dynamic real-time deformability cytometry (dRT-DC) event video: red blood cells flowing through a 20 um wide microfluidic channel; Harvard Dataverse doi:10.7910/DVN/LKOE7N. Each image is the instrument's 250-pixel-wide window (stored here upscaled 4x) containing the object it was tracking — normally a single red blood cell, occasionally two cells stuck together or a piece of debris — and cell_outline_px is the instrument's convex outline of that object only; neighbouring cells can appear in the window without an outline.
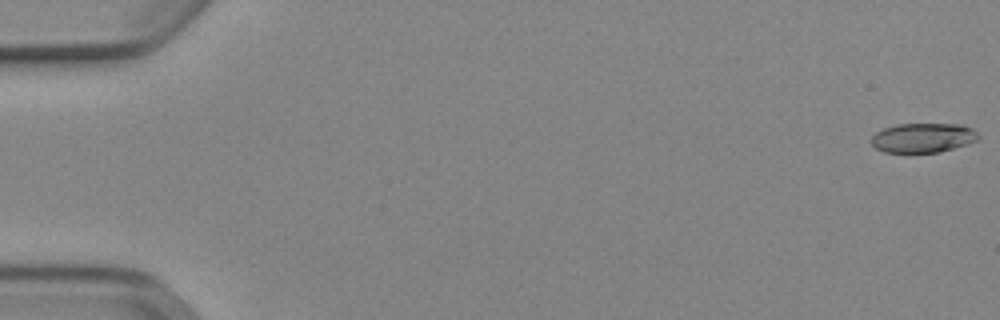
{"species": "Egyptian fruit bat (a non-hibernating species)", "species_latin": "Rousettus aegyptiacus", "temperature_condition": "cold", "stored_images_in_passage": 53, "camera_frame_rate_fps": 3000, "um_per_image_px": 0.085, "animal": {"sex": "female"}, "frame": {"image": 1, "passage_image": 1, "time_ms": 0.0, "image_size_px": [1000, 320], "cell_outline_px": [[980, 136], [976, 140], [952, 148], [936, 152], [884, 152], [876, 148], [872, 144], [872, 136], [876, 132], [884, 128], [896, 124], [964, 124], [972, 128]], "centroid_in_image_um": [78.44, 11.69], "position_along_channel_um": 6.6, "area_um2": 18.15}}
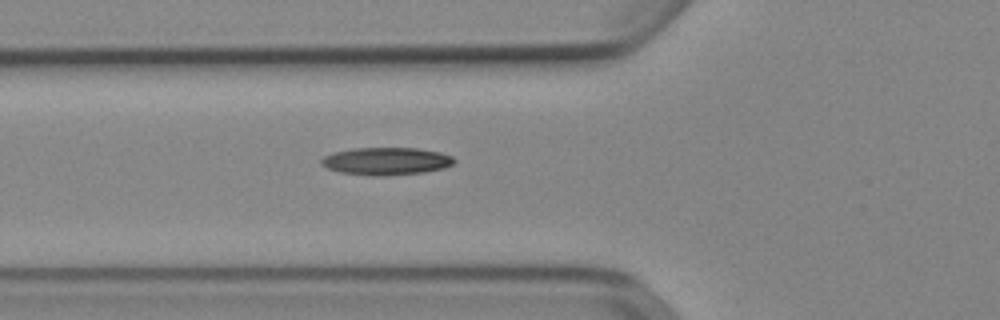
{"frame": {"image": 2, "passage_image": 20, "time_ms": 6.333, "image_size_px": [1000, 320], "cell_outline_px": [[456, 160], [452, 164], [444, 168], [424, 172], [384, 176], [372, 176], [340, 172], [328, 168], [320, 164], [320, 160], [324, 156], [332, 152], [352, 148], [416, 148], [440, 152], [452, 156]], "centroid_in_image_um": [32.81, 13.7], "position_along_channel_um": 93.0, "area_um2": 21.44}}
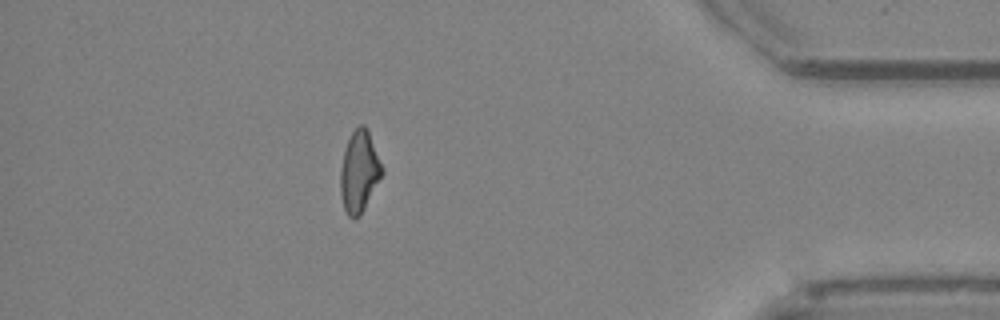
{"frame": {"image": 3, "passage_image": 47, "time_ms": 15.333, "image_size_px": [1000, 320], "cell_outline_px": [[384, 172], [360, 216], [348, 216], [344, 208], [340, 192], [340, 168], [344, 152], [348, 140], [352, 132], [360, 124], [364, 124], [368, 132], [384, 168]], "centroid_in_image_um": [30.54, 14.58], "position_along_channel_um": 404.7, "area_um2": 19.48}, "authors_computed_cell_mechanics": {"area_um2": 19.8832, "velocity_mm_per_s": 3.9119, "shape_relaxation_time_tau1_ms": 8.7402, "shape_relaxation_time_tau2_ms": 6.9933, "deformation_change_tau1": 0.2279, "deformation_change_tau2": 0.1652}}